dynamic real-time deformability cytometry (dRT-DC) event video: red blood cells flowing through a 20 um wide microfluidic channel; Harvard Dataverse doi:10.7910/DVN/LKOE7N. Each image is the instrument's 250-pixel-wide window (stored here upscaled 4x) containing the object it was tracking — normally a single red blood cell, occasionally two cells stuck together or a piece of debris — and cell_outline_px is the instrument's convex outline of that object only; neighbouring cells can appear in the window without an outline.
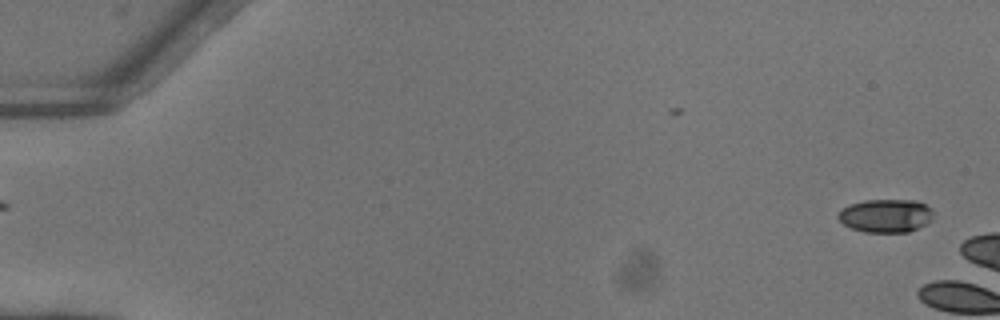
{"species": "common noctule bat (a hibernating species)", "species_latin": "Nyctalus noctula", "temperature_condition": "warm", "stored_images_in_passage": 5, "camera_frame_rate_fps": 3000, "um_per_image_px": 0.085, "animal": {"sex": "female"}, "frame": {"image": 1, "passage_image": 2, "time_ms": 0.333, "image_size_px": [1000, 320], "cell_outline_px": [[932, 220], [928, 224], [908, 232], [864, 232], [852, 228], [844, 224], [836, 216], [848, 204], [864, 200], [916, 200], [932, 208]], "centroid_in_image_um": [75.32, 18.33], "position_along_channel_um": 9.7, "area_um2": 18.55}}